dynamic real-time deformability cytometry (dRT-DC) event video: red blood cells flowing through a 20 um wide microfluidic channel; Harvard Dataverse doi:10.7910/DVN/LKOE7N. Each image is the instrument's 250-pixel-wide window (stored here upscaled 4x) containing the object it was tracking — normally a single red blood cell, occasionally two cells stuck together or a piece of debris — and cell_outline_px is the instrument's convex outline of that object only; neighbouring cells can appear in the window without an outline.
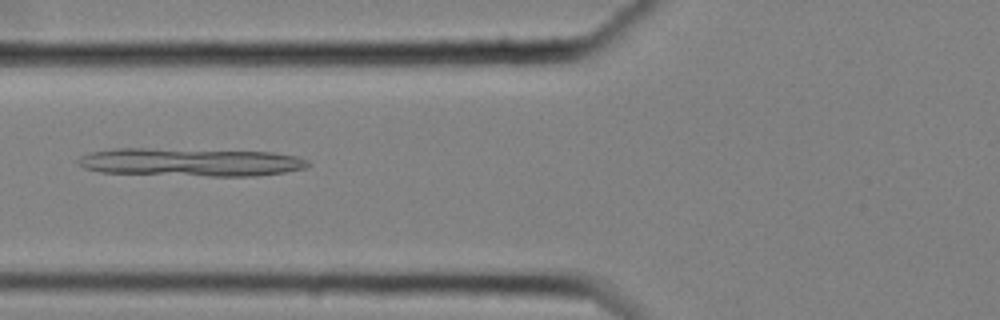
{"species": "common noctule bat (a hibernating species)", "species_latin": "Nyctalus noctula", "temperature_condition": "cold", "stored_images_in_passage": 55, "camera_frame_rate_fps": 3000, "um_per_image_px": 0.085, "animal": {"sex": "female", "body_mass_g": 25.1}, "frame": {"image": 1, "passage_image": 21, "time_ms": 6.667, "image_size_px": [1000, 320], "cell_outline_px": [[312, 164], [304, 168], [284, 172], [256, 176], [208, 176], [100, 172], [84, 168], [76, 164], [76, 160], [80, 156], [92, 152], [112, 148], [144, 148], [272, 152], [296, 156], [308, 160]], "centroid_in_image_um": [16.17, 13.78], "position_along_channel_um": 109.6, "area_um2": 37.8}}
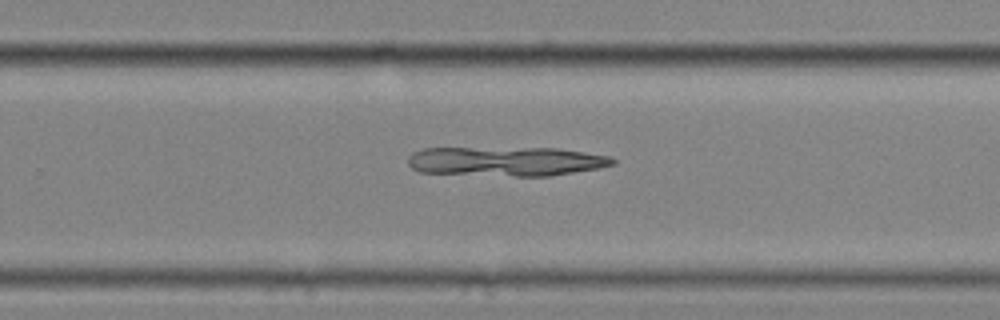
{"frame": {"image": 2, "passage_image": 36, "time_ms": 11.667, "image_size_px": [1000, 320], "cell_outline_px": [[616, 164], [600, 168], [552, 176], [516, 176], [420, 172], [412, 168], [408, 164], [408, 156], [412, 152], [424, 148], [556, 148], [584, 152], [608, 156], [616, 160]], "centroid_in_image_um": [43.03, 13.71], "position_along_channel_um": 286.8, "area_um2": 35.14}}
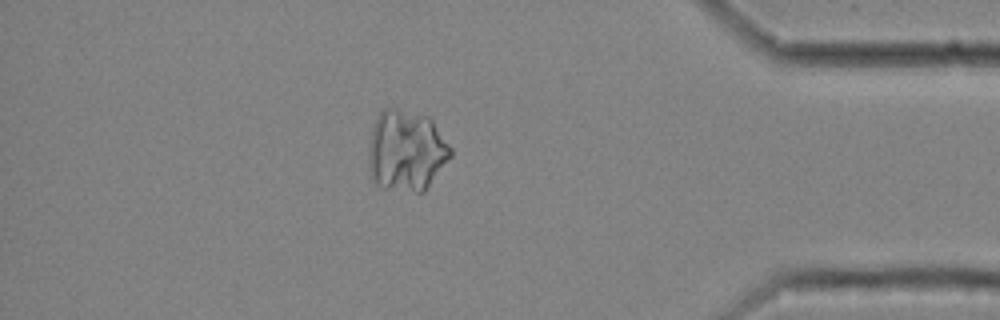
{"frame": {"image": 3, "passage_image": 48, "time_ms": 15.667, "image_size_px": [1000, 320], "cell_outline_px": [[452, 156], [424, 192], [416, 192], [384, 188], [376, 184], [372, 180], [368, 168], [368, 148], [372, 128], [380, 112], [384, 108], [396, 108], [428, 116], [432, 120], [452, 148]], "centroid_in_image_um": [34.53, 12.82], "position_along_channel_um": 400.7, "area_um2": 39.13}}